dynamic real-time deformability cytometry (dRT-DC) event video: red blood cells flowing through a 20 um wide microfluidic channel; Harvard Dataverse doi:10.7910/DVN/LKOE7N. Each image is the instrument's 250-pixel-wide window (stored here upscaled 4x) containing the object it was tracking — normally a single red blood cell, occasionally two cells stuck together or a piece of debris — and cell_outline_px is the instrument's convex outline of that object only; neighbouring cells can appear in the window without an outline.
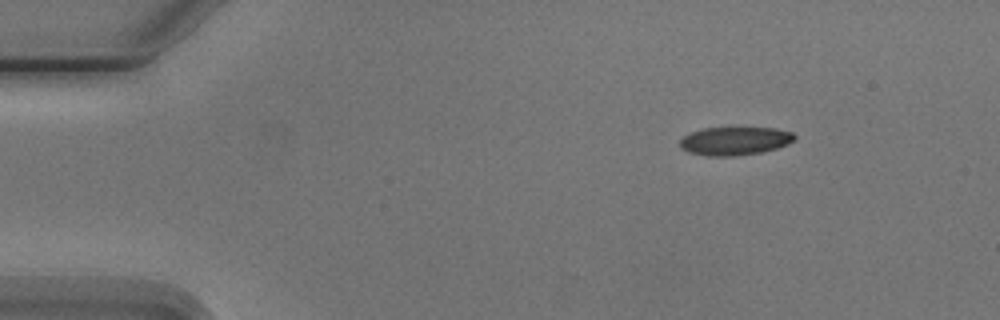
{"species": "Egyptian fruit bat (a non-hibernating species)", "species_latin": "Rousettus aegyptiacus", "temperature_condition": "cold", "stored_images_in_passage": 3, "camera_frame_rate_fps": 3000, "um_per_image_px": 0.085, "animal": {"sex": "male"}, "frame": {"image": 1, "passage_image": 1, "time_ms": 0.0, "image_size_px": [1000, 320], "cell_outline_px": [[796, 136], [788, 144], [776, 148], [760, 152], [736, 156], [708, 156], [688, 152], [680, 148], [680, 140], [684, 136], [692, 132], [704, 128], [776, 128], [792, 132]], "centroid_in_image_um": [62.44, 11.98], "position_along_channel_um": 22.6, "area_um2": 18.79}}